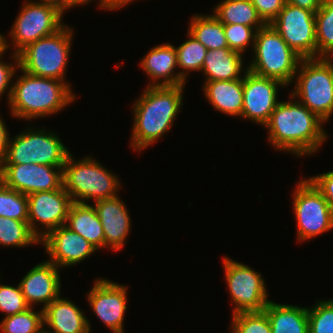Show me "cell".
Segmentation results:
<instances>
[{"label":"cell","instance_id":"cell-3","mask_svg":"<svg viewBox=\"0 0 333 333\" xmlns=\"http://www.w3.org/2000/svg\"><path fill=\"white\" fill-rule=\"evenodd\" d=\"M22 73L12 82L8 107L13 117L32 121L57 114L74 103L76 96L70 83Z\"/></svg>","mask_w":333,"mask_h":333},{"label":"cell","instance_id":"cell-5","mask_svg":"<svg viewBox=\"0 0 333 333\" xmlns=\"http://www.w3.org/2000/svg\"><path fill=\"white\" fill-rule=\"evenodd\" d=\"M293 83L289 94L325 124L329 122L333 115V58L301 59Z\"/></svg>","mask_w":333,"mask_h":333},{"label":"cell","instance_id":"cell-28","mask_svg":"<svg viewBox=\"0 0 333 333\" xmlns=\"http://www.w3.org/2000/svg\"><path fill=\"white\" fill-rule=\"evenodd\" d=\"M315 21L317 58H333V0H323Z\"/></svg>","mask_w":333,"mask_h":333},{"label":"cell","instance_id":"cell-7","mask_svg":"<svg viewBox=\"0 0 333 333\" xmlns=\"http://www.w3.org/2000/svg\"><path fill=\"white\" fill-rule=\"evenodd\" d=\"M252 52L253 58L247 65L249 71L262 77L276 79L285 86L293 83L302 58L270 24L257 30Z\"/></svg>","mask_w":333,"mask_h":333},{"label":"cell","instance_id":"cell-2","mask_svg":"<svg viewBox=\"0 0 333 333\" xmlns=\"http://www.w3.org/2000/svg\"><path fill=\"white\" fill-rule=\"evenodd\" d=\"M179 86H146L132 106L133 127L130 147L142 152L173 127L183 106V91Z\"/></svg>","mask_w":333,"mask_h":333},{"label":"cell","instance_id":"cell-33","mask_svg":"<svg viewBox=\"0 0 333 333\" xmlns=\"http://www.w3.org/2000/svg\"><path fill=\"white\" fill-rule=\"evenodd\" d=\"M231 333H272L270 321L264 311L232 314Z\"/></svg>","mask_w":333,"mask_h":333},{"label":"cell","instance_id":"cell-30","mask_svg":"<svg viewBox=\"0 0 333 333\" xmlns=\"http://www.w3.org/2000/svg\"><path fill=\"white\" fill-rule=\"evenodd\" d=\"M187 40L175 46L180 76L187 82L191 72L201 71L208 49L187 32Z\"/></svg>","mask_w":333,"mask_h":333},{"label":"cell","instance_id":"cell-20","mask_svg":"<svg viewBox=\"0 0 333 333\" xmlns=\"http://www.w3.org/2000/svg\"><path fill=\"white\" fill-rule=\"evenodd\" d=\"M141 69L149 76L147 86H179L186 81L176 72L177 52L175 45L163 43L152 47L141 59Z\"/></svg>","mask_w":333,"mask_h":333},{"label":"cell","instance_id":"cell-41","mask_svg":"<svg viewBox=\"0 0 333 333\" xmlns=\"http://www.w3.org/2000/svg\"><path fill=\"white\" fill-rule=\"evenodd\" d=\"M98 7H100V9H105V10H118L122 7H126V5L130 4L131 2H134L136 0H98Z\"/></svg>","mask_w":333,"mask_h":333},{"label":"cell","instance_id":"cell-24","mask_svg":"<svg viewBox=\"0 0 333 333\" xmlns=\"http://www.w3.org/2000/svg\"><path fill=\"white\" fill-rule=\"evenodd\" d=\"M65 226L80 234L98 251L105 248V235L99 216L93 204L73 202Z\"/></svg>","mask_w":333,"mask_h":333},{"label":"cell","instance_id":"cell-35","mask_svg":"<svg viewBox=\"0 0 333 333\" xmlns=\"http://www.w3.org/2000/svg\"><path fill=\"white\" fill-rule=\"evenodd\" d=\"M263 27H250L242 24H223V30L231 50L244 54L246 48L254 47L255 36L258 29Z\"/></svg>","mask_w":333,"mask_h":333},{"label":"cell","instance_id":"cell-17","mask_svg":"<svg viewBox=\"0 0 333 333\" xmlns=\"http://www.w3.org/2000/svg\"><path fill=\"white\" fill-rule=\"evenodd\" d=\"M40 244L48 253L47 256L49 255L48 261L54 263L59 269L83 262L97 251L84 237L65 225L49 232L40 240Z\"/></svg>","mask_w":333,"mask_h":333},{"label":"cell","instance_id":"cell-13","mask_svg":"<svg viewBox=\"0 0 333 333\" xmlns=\"http://www.w3.org/2000/svg\"><path fill=\"white\" fill-rule=\"evenodd\" d=\"M27 198L28 224L39 240L52 230L65 225L73 201L63 186L53 191L35 192ZM38 225L40 228H37Z\"/></svg>","mask_w":333,"mask_h":333},{"label":"cell","instance_id":"cell-23","mask_svg":"<svg viewBox=\"0 0 333 333\" xmlns=\"http://www.w3.org/2000/svg\"><path fill=\"white\" fill-rule=\"evenodd\" d=\"M242 56L243 54L231 50L229 47L208 50L201 69V73L205 74L204 80L217 81L243 78L248 68L244 67Z\"/></svg>","mask_w":333,"mask_h":333},{"label":"cell","instance_id":"cell-10","mask_svg":"<svg viewBox=\"0 0 333 333\" xmlns=\"http://www.w3.org/2000/svg\"><path fill=\"white\" fill-rule=\"evenodd\" d=\"M223 268L234 305L232 314L263 311L270 300L262 273L226 256L223 257Z\"/></svg>","mask_w":333,"mask_h":333},{"label":"cell","instance_id":"cell-39","mask_svg":"<svg viewBox=\"0 0 333 333\" xmlns=\"http://www.w3.org/2000/svg\"><path fill=\"white\" fill-rule=\"evenodd\" d=\"M308 179L322 193L330 207L333 209V171H328L316 176H309Z\"/></svg>","mask_w":333,"mask_h":333},{"label":"cell","instance_id":"cell-15","mask_svg":"<svg viewBox=\"0 0 333 333\" xmlns=\"http://www.w3.org/2000/svg\"><path fill=\"white\" fill-rule=\"evenodd\" d=\"M128 286L106 278H97L87 293L92 312L113 333H124Z\"/></svg>","mask_w":333,"mask_h":333},{"label":"cell","instance_id":"cell-45","mask_svg":"<svg viewBox=\"0 0 333 333\" xmlns=\"http://www.w3.org/2000/svg\"><path fill=\"white\" fill-rule=\"evenodd\" d=\"M77 6L79 5H85L88 4L90 2H92V0H72Z\"/></svg>","mask_w":333,"mask_h":333},{"label":"cell","instance_id":"cell-1","mask_svg":"<svg viewBox=\"0 0 333 333\" xmlns=\"http://www.w3.org/2000/svg\"><path fill=\"white\" fill-rule=\"evenodd\" d=\"M288 101H280L264 126L267 139L277 151L290 152L297 157L310 156L329 137L324 121L290 94Z\"/></svg>","mask_w":333,"mask_h":333},{"label":"cell","instance_id":"cell-12","mask_svg":"<svg viewBox=\"0 0 333 333\" xmlns=\"http://www.w3.org/2000/svg\"><path fill=\"white\" fill-rule=\"evenodd\" d=\"M270 25L302 59L317 58L315 12L286 2Z\"/></svg>","mask_w":333,"mask_h":333},{"label":"cell","instance_id":"cell-29","mask_svg":"<svg viewBox=\"0 0 333 333\" xmlns=\"http://www.w3.org/2000/svg\"><path fill=\"white\" fill-rule=\"evenodd\" d=\"M40 244V240L30 230L28 222L0 216V246L23 248Z\"/></svg>","mask_w":333,"mask_h":333},{"label":"cell","instance_id":"cell-44","mask_svg":"<svg viewBox=\"0 0 333 333\" xmlns=\"http://www.w3.org/2000/svg\"><path fill=\"white\" fill-rule=\"evenodd\" d=\"M8 37L4 36L3 33H0V54H2L10 46L7 42Z\"/></svg>","mask_w":333,"mask_h":333},{"label":"cell","instance_id":"cell-31","mask_svg":"<svg viewBox=\"0 0 333 333\" xmlns=\"http://www.w3.org/2000/svg\"><path fill=\"white\" fill-rule=\"evenodd\" d=\"M30 307L26 311L6 316L0 322L1 333H36L44 326V311Z\"/></svg>","mask_w":333,"mask_h":333},{"label":"cell","instance_id":"cell-26","mask_svg":"<svg viewBox=\"0 0 333 333\" xmlns=\"http://www.w3.org/2000/svg\"><path fill=\"white\" fill-rule=\"evenodd\" d=\"M213 10V14L223 24H242L250 27L266 25L251 0H222Z\"/></svg>","mask_w":333,"mask_h":333},{"label":"cell","instance_id":"cell-38","mask_svg":"<svg viewBox=\"0 0 333 333\" xmlns=\"http://www.w3.org/2000/svg\"><path fill=\"white\" fill-rule=\"evenodd\" d=\"M258 15L266 24H270L283 9L286 0H251Z\"/></svg>","mask_w":333,"mask_h":333},{"label":"cell","instance_id":"cell-34","mask_svg":"<svg viewBox=\"0 0 333 333\" xmlns=\"http://www.w3.org/2000/svg\"><path fill=\"white\" fill-rule=\"evenodd\" d=\"M309 333H333V299L318 300L308 308Z\"/></svg>","mask_w":333,"mask_h":333},{"label":"cell","instance_id":"cell-4","mask_svg":"<svg viewBox=\"0 0 333 333\" xmlns=\"http://www.w3.org/2000/svg\"><path fill=\"white\" fill-rule=\"evenodd\" d=\"M119 177L92 156L75 160L70 153L63 166V187L73 202L87 204L119 195Z\"/></svg>","mask_w":333,"mask_h":333},{"label":"cell","instance_id":"cell-11","mask_svg":"<svg viewBox=\"0 0 333 333\" xmlns=\"http://www.w3.org/2000/svg\"><path fill=\"white\" fill-rule=\"evenodd\" d=\"M31 1L22 4L10 28L9 36L12 39L9 43L14 48L12 53L18 54L28 44L56 33L65 25L63 13L56 7Z\"/></svg>","mask_w":333,"mask_h":333},{"label":"cell","instance_id":"cell-16","mask_svg":"<svg viewBox=\"0 0 333 333\" xmlns=\"http://www.w3.org/2000/svg\"><path fill=\"white\" fill-rule=\"evenodd\" d=\"M287 87L280 81L262 77L247 70L243 77V110L241 118L264 127L280 102L278 89Z\"/></svg>","mask_w":333,"mask_h":333},{"label":"cell","instance_id":"cell-21","mask_svg":"<svg viewBox=\"0 0 333 333\" xmlns=\"http://www.w3.org/2000/svg\"><path fill=\"white\" fill-rule=\"evenodd\" d=\"M44 326L53 333H87L91 323L84 312L61 295L44 310Z\"/></svg>","mask_w":333,"mask_h":333},{"label":"cell","instance_id":"cell-40","mask_svg":"<svg viewBox=\"0 0 333 333\" xmlns=\"http://www.w3.org/2000/svg\"><path fill=\"white\" fill-rule=\"evenodd\" d=\"M5 123L6 122L2 119L0 115V165L3 163L5 159L8 142L10 138L9 131L7 130L8 126Z\"/></svg>","mask_w":333,"mask_h":333},{"label":"cell","instance_id":"cell-36","mask_svg":"<svg viewBox=\"0 0 333 333\" xmlns=\"http://www.w3.org/2000/svg\"><path fill=\"white\" fill-rule=\"evenodd\" d=\"M30 306L26 303L19 284H0V311L6 316L26 311Z\"/></svg>","mask_w":333,"mask_h":333},{"label":"cell","instance_id":"cell-6","mask_svg":"<svg viewBox=\"0 0 333 333\" xmlns=\"http://www.w3.org/2000/svg\"><path fill=\"white\" fill-rule=\"evenodd\" d=\"M73 33V28L65 24L56 33L28 44L18 53V71L67 83L65 74Z\"/></svg>","mask_w":333,"mask_h":333},{"label":"cell","instance_id":"cell-18","mask_svg":"<svg viewBox=\"0 0 333 333\" xmlns=\"http://www.w3.org/2000/svg\"><path fill=\"white\" fill-rule=\"evenodd\" d=\"M54 263L45 260L36 264L18 283L26 303L30 307L43 304L44 310L61 294V277Z\"/></svg>","mask_w":333,"mask_h":333},{"label":"cell","instance_id":"cell-42","mask_svg":"<svg viewBox=\"0 0 333 333\" xmlns=\"http://www.w3.org/2000/svg\"><path fill=\"white\" fill-rule=\"evenodd\" d=\"M286 2L300 8L316 12L322 5L323 0H286Z\"/></svg>","mask_w":333,"mask_h":333},{"label":"cell","instance_id":"cell-37","mask_svg":"<svg viewBox=\"0 0 333 333\" xmlns=\"http://www.w3.org/2000/svg\"><path fill=\"white\" fill-rule=\"evenodd\" d=\"M6 51L7 49L2 54H0V99L4 95V93L8 92L6 100L7 103H9L13 85L11 84V82L13 80V77H15V73H18L16 71L17 68H19V58L18 54L13 53L11 54L12 56L9 58L13 59L15 63H6L2 60L3 55H5L4 53Z\"/></svg>","mask_w":333,"mask_h":333},{"label":"cell","instance_id":"cell-32","mask_svg":"<svg viewBox=\"0 0 333 333\" xmlns=\"http://www.w3.org/2000/svg\"><path fill=\"white\" fill-rule=\"evenodd\" d=\"M0 216L28 222V198L0 181Z\"/></svg>","mask_w":333,"mask_h":333},{"label":"cell","instance_id":"cell-19","mask_svg":"<svg viewBox=\"0 0 333 333\" xmlns=\"http://www.w3.org/2000/svg\"><path fill=\"white\" fill-rule=\"evenodd\" d=\"M105 235V249L120 251L131 230L129 211L119 195L93 202Z\"/></svg>","mask_w":333,"mask_h":333},{"label":"cell","instance_id":"cell-9","mask_svg":"<svg viewBox=\"0 0 333 333\" xmlns=\"http://www.w3.org/2000/svg\"><path fill=\"white\" fill-rule=\"evenodd\" d=\"M292 193L297 241L304 242L333 229V209L322 193L307 178L300 180Z\"/></svg>","mask_w":333,"mask_h":333},{"label":"cell","instance_id":"cell-25","mask_svg":"<svg viewBox=\"0 0 333 333\" xmlns=\"http://www.w3.org/2000/svg\"><path fill=\"white\" fill-rule=\"evenodd\" d=\"M263 311L268 316L272 333H309L308 307L270 300Z\"/></svg>","mask_w":333,"mask_h":333},{"label":"cell","instance_id":"cell-43","mask_svg":"<svg viewBox=\"0 0 333 333\" xmlns=\"http://www.w3.org/2000/svg\"><path fill=\"white\" fill-rule=\"evenodd\" d=\"M38 2L54 6L63 14L72 7H78L72 0H40Z\"/></svg>","mask_w":333,"mask_h":333},{"label":"cell","instance_id":"cell-22","mask_svg":"<svg viewBox=\"0 0 333 333\" xmlns=\"http://www.w3.org/2000/svg\"><path fill=\"white\" fill-rule=\"evenodd\" d=\"M202 91L215 110L227 116L241 117L243 110V78L204 81Z\"/></svg>","mask_w":333,"mask_h":333},{"label":"cell","instance_id":"cell-14","mask_svg":"<svg viewBox=\"0 0 333 333\" xmlns=\"http://www.w3.org/2000/svg\"><path fill=\"white\" fill-rule=\"evenodd\" d=\"M0 181L27 196L40 191H53L63 186V166L1 164Z\"/></svg>","mask_w":333,"mask_h":333},{"label":"cell","instance_id":"cell-46","mask_svg":"<svg viewBox=\"0 0 333 333\" xmlns=\"http://www.w3.org/2000/svg\"><path fill=\"white\" fill-rule=\"evenodd\" d=\"M36 333H53L50 330H48L45 326H43L39 331Z\"/></svg>","mask_w":333,"mask_h":333},{"label":"cell","instance_id":"cell-27","mask_svg":"<svg viewBox=\"0 0 333 333\" xmlns=\"http://www.w3.org/2000/svg\"><path fill=\"white\" fill-rule=\"evenodd\" d=\"M187 32L208 50L228 47L221 23L214 14H196L191 17Z\"/></svg>","mask_w":333,"mask_h":333},{"label":"cell","instance_id":"cell-8","mask_svg":"<svg viewBox=\"0 0 333 333\" xmlns=\"http://www.w3.org/2000/svg\"><path fill=\"white\" fill-rule=\"evenodd\" d=\"M70 151L55 133L45 129L26 127L13 138H9L2 164H43L64 166Z\"/></svg>","mask_w":333,"mask_h":333}]
</instances>
